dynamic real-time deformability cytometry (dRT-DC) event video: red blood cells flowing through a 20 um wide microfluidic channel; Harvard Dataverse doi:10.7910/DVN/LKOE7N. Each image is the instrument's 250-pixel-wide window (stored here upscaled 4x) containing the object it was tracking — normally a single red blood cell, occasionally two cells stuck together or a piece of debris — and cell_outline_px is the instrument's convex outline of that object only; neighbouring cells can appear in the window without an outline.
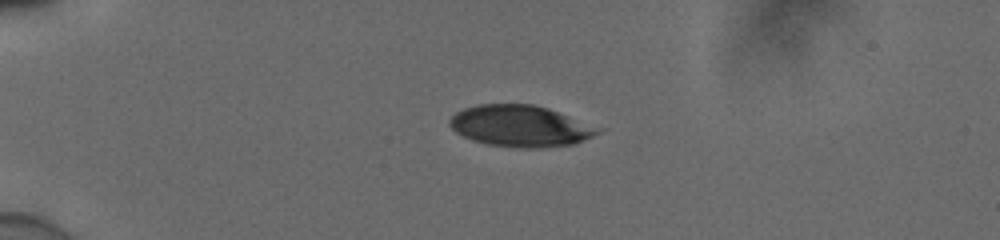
{"species": "human", "species_latin": "Homo sapiens", "temperature_condition": "cold", "stored_images_in_passage": 13, "camera_frame_rate_fps": 3000, "um_per_image_px": 0.085, "donor": {"sex": "male"}, "frame": {"image": 1, "passage_image": 6, "time_ms": 1.667, "image_size_px": [1000, 240], "cell_outline_px": [[608, 128], [584, 140], [572, 144], [544, 148], [516, 148], [488, 144], [472, 140], [456, 132], [448, 124], [448, 120], [456, 112], [464, 108], [480, 104], [532, 104], [548, 108]], "centroid_in_image_um": [44.31, 10.71], "position_along_channel_um": 40.7, "area_um2": 36.3}}
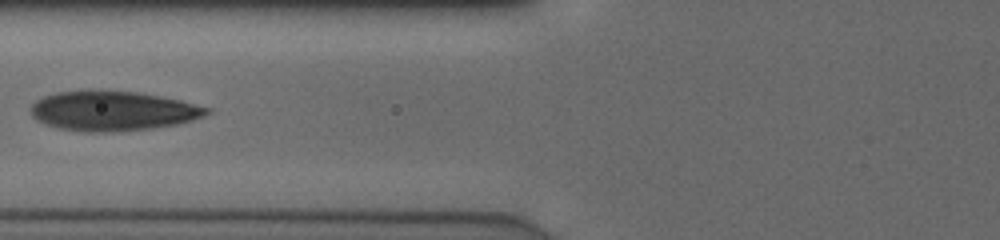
{"frame": {"image": 2, "passage_image": 10, "time_ms": 3.0, "image_size_px": [1000, 240], "cell_outline_px": [[212, 112], [204, 116], [192, 120], [176, 124], [152, 128], [112, 132], [84, 132], [60, 128], [36, 120], [32, 116], [32, 104], [36, 100], [44, 96], [56, 92], [100, 88], [136, 92], [180, 100], [212, 108]], "centroid_in_image_um": [9.59, 9.4], "position_along_channel_um": 116.2, "area_um2": 41.15}}
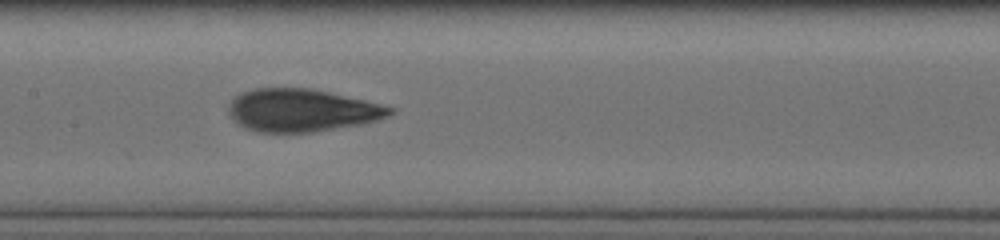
{"frame": {"image": 3, "passage_image": 12, "time_ms": 3.667, "image_size_px": [1000, 240], "cell_outline_px": [[396, 112], [388, 116], [364, 124], [312, 132], [260, 132], [244, 128], [232, 120], [228, 112], [228, 104], [236, 96], [244, 92], [256, 88], [312, 88], [364, 100], [396, 108]], "centroid_in_image_um": [25.65, 9.38], "position_along_channel_um": 181.7, "area_um2": 40.23}}